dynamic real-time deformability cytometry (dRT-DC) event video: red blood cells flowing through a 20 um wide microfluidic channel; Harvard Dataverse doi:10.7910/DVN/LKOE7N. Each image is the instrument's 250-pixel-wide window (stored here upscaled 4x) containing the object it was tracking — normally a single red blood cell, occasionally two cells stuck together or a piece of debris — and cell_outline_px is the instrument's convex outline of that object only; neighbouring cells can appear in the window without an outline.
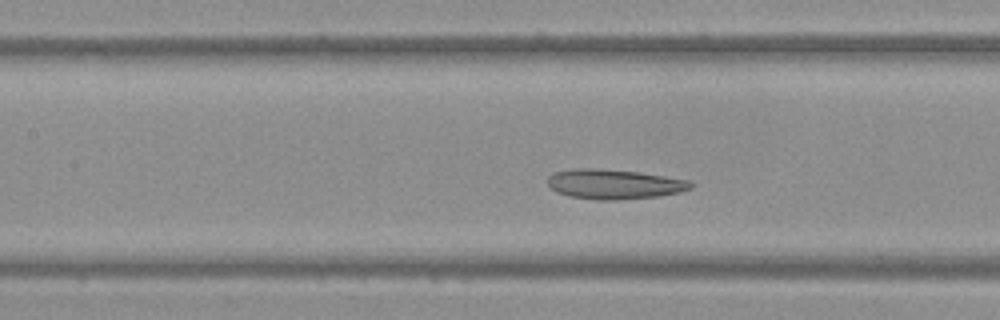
{"species": "Egyptian fruit bat (a non-hibernating species)", "species_latin": "Rousettus aegyptiacus", "temperature_condition": "warm", "stored_images_in_passage": 43, "camera_frame_rate_fps": 3000, "um_per_image_px": 0.085, "frame": {"image": 1, "passage_image": 16, "time_ms": 5.0, "image_size_px": [1000, 320], "cell_outline_px": [[692, 188], [680, 192], [660, 196], [616, 200], [596, 200], [568, 196], [556, 192], [548, 184], [548, 176], [552, 172], [572, 168], [596, 168], [640, 172], [688, 180], [692, 184]], "centroid_in_image_um": [52.16, 15.65], "position_along_channel_um": 155.2, "area_um2": 25.03}}
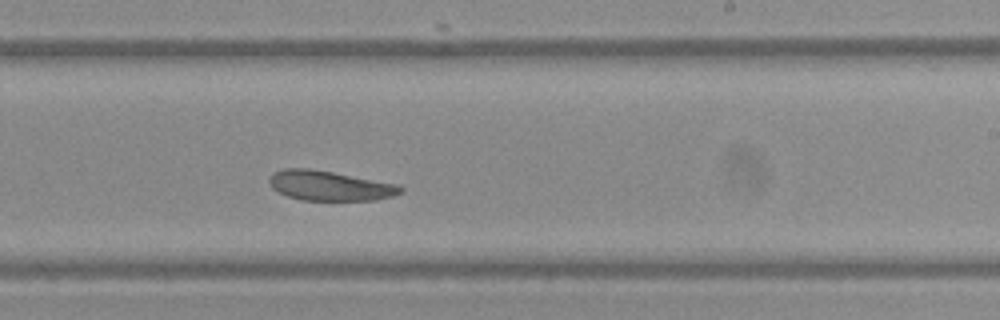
{"frame": {"image": 2, "passage_image": 24, "time_ms": 7.667, "image_size_px": [1000, 320], "cell_outline_px": [[404, 192], [396, 196], [376, 200], [304, 200], [288, 196], [272, 188], [268, 184], [268, 176], [272, 172], [284, 168], [308, 168], [332, 172], [396, 184], [404, 188]], "centroid_in_image_um": [28.01, 15.78], "position_along_channel_um": 261.0, "area_um2": 22.89}}
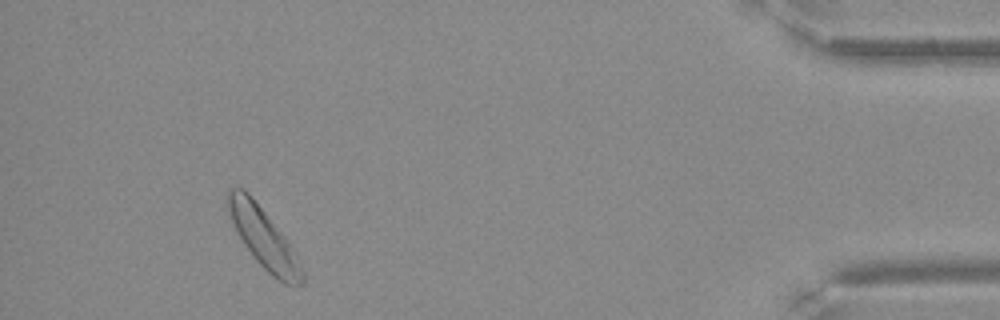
{"frame": {"image": 3, "passage_image": 40, "time_ms": 13.0, "image_size_px": [1000, 320], "cell_outline_px": [[304, 284], [284, 284], [272, 276], [256, 260], [244, 244], [228, 220], [224, 196], [228, 188], [244, 188], [248, 192], [284, 236], [296, 252], [304, 272]], "centroid_in_image_um": [22.34, 20.19], "position_along_channel_um": 412.9, "area_um2": 26.24}}